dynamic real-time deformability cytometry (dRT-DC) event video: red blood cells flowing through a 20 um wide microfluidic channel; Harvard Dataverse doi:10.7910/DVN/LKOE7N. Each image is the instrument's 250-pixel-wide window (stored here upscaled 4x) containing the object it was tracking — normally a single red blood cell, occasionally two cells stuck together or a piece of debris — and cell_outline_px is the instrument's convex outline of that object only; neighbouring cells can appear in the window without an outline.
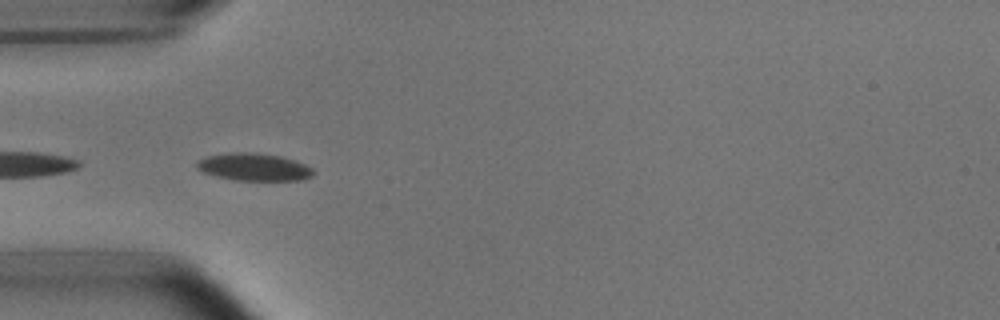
{"species": "common noctule bat (a hibernating species)", "species_latin": "Nyctalus noctula", "temperature_condition": "room temperature", "stored_images_in_passage": 9, "camera_frame_rate_fps": 3000, "um_per_image_px": 0.085, "animal": {"sex": "male", "body_mass_g": 15.6}, "frame": {"image": 1, "passage_image": 7, "time_ms": 2.0, "image_size_px": [1000, 320], "cell_outline_px": [[316, 172], [312, 176], [304, 180], [236, 180], [216, 176], [204, 172], [196, 168], [196, 160], [208, 156], [228, 152], [256, 152], [280, 156], [296, 160], [312, 168]], "centroid_in_image_um": [21.6, 14.19], "position_along_channel_um": 63.4, "area_um2": 18.84}}